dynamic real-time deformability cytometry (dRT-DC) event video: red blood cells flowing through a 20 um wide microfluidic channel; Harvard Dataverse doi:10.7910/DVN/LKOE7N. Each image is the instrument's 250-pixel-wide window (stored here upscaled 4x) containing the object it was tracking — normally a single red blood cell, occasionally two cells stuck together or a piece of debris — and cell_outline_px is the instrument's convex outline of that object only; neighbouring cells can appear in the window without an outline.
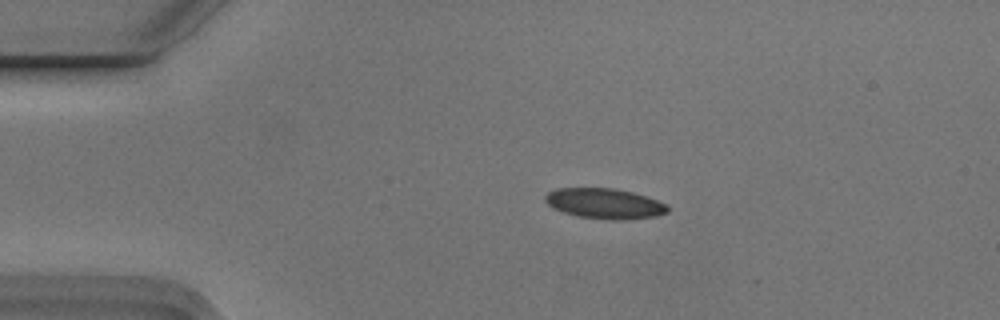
{"species": "Egyptian fruit bat (a non-hibernating species)", "species_latin": "Rousettus aegyptiacus", "temperature_condition": "cold", "stored_images_in_passage": 5, "segment_of_instrument_passage": [1, 2], "camera_frame_rate_fps": 3000, "um_per_image_px": 0.085, "animal": {"sex": "male"}, "frame": {"image": 1, "passage_image": 3, "time_ms": 0.667, "image_size_px": [1000, 320], "cell_outline_px": [[668, 212], [656, 216], [628, 220], [612, 220], [576, 216], [552, 208], [544, 200], [544, 196], [548, 192], [556, 188], [616, 188], [632, 192], [668, 204]], "centroid_in_image_um": [51.38, 17.3], "position_along_channel_um": 33.6, "area_um2": 21.79}}